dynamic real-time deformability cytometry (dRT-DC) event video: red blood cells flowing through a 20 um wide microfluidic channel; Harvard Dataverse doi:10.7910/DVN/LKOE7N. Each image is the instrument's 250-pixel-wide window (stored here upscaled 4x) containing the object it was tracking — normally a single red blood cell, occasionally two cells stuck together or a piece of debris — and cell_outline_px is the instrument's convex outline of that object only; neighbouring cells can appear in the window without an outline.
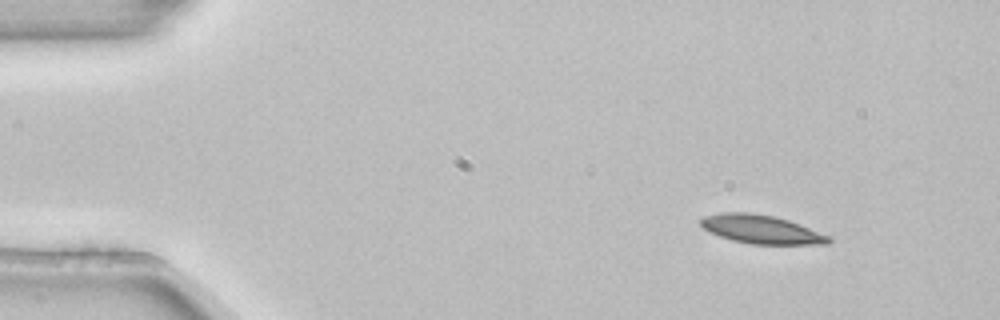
{"species": "common noctule bat (a hibernating species)", "species_latin": "Nyctalus noctula", "temperature_condition": "room temperature", "stored_images_in_passage": 3, "camera_frame_rate_fps": 3000, "um_per_image_px": 0.085, "animal": {"sex": "female", "body_mass_g": 22.7, "forearm_length_mm": 54.2}, "frame": {"image": 1, "passage_image": 1, "time_ms": 0.0, "image_size_px": [1000, 320], "cell_outline_px": [[832, 240], [828, 244], [752, 244], [732, 240], [720, 236], [704, 228], [700, 224], [700, 220], [704, 216], [720, 212], [748, 212], [776, 216], [800, 224], [832, 236]], "centroid_in_image_um": [64.75, 19.49], "position_along_channel_um": 20.2, "area_um2": 21.39}}
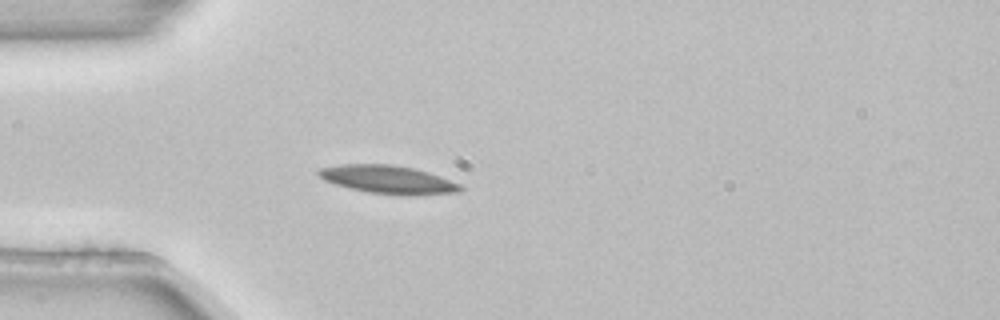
{"frame": {"image": 2, "passage_image": 3, "time_ms": 0.667, "image_size_px": [1000, 320], "cell_outline_px": [[464, 188], [460, 192], [416, 196], [404, 196], [368, 192], [348, 188], [324, 180], [316, 172], [320, 168], [340, 164], [392, 164], [412, 168], [440, 176], [460, 184]], "centroid_in_image_um": [33.01, 15.28], "position_along_channel_um": 52.0, "area_um2": 23.47}}